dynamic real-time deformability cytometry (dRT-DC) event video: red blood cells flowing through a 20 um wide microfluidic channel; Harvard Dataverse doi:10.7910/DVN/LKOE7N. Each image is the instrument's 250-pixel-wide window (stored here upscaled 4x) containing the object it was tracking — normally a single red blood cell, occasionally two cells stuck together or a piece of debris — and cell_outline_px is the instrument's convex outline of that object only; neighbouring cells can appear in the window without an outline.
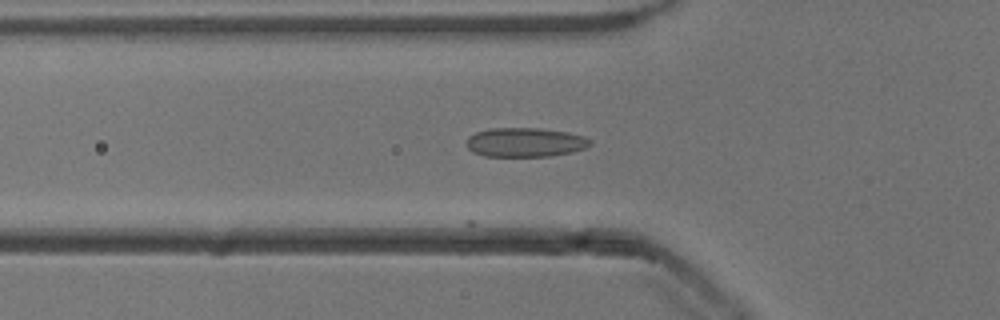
{"species": "common noctule bat (a hibernating species)", "species_latin": "Nyctalus noctula", "temperature_condition": "cold", "stored_images_in_passage": 14, "camera_frame_rate_fps": 3000, "um_per_image_px": 0.085, "animal": {"sex": "male", "body_mass_g": 13.3}, "frame": {"image": 1, "passage_image": 8, "time_ms": 2.333, "image_size_px": [1000, 320], "cell_outline_px": [[592, 144], [584, 148], [572, 152], [548, 156], [484, 156], [472, 152], [468, 148], [468, 136], [476, 132], [492, 128], [540, 128], [568, 132], [584, 136], [592, 140]], "centroid_in_image_um": [44.66, 12.09], "position_along_channel_um": 81.1, "area_um2": 21.04}}